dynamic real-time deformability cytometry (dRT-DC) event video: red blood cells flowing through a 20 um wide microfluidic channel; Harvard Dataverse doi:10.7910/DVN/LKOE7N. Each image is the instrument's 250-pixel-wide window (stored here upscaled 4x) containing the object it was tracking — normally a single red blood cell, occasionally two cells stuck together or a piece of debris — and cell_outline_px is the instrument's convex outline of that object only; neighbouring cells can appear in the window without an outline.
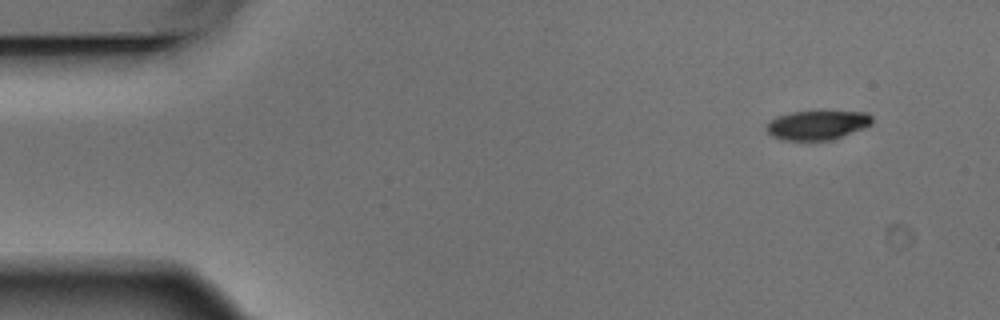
{"species": "Egyptian fruit bat (a non-hibernating species)", "species_latin": "Rousettus aegyptiacus", "temperature_condition": "warm", "stored_images_in_passage": 4, "camera_frame_rate_fps": 3000, "um_per_image_px": 0.085, "animal": {"sex": "male"}, "frame": {"image": 1, "passage_image": 1, "time_ms": 0.0, "image_size_px": [1000, 320], "cell_outline_px": [[872, 124], [864, 128], [828, 140], [780, 140], [772, 136], [768, 132], [768, 124], [772, 120], [780, 116], [792, 112], [868, 112], [872, 116]], "centroid_in_image_um": [69.5, 10.64], "position_along_channel_um": 15.5, "area_um2": 17.51}}
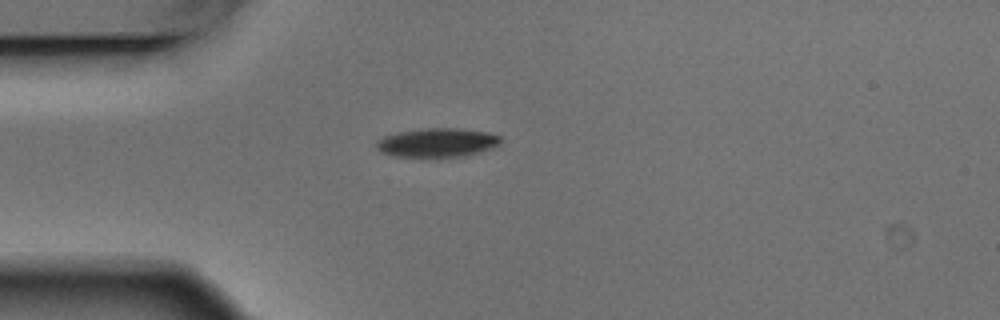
{"frame": {"image": 2, "passage_image": 4, "time_ms": 1.0, "image_size_px": [1000, 320], "cell_outline_px": [[504, 140], [500, 144], [492, 148], [464, 156], [432, 160], [392, 156], [380, 152], [376, 148], [376, 140], [384, 136], [400, 132], [428, 128], [456, 128], [488, 132], [500, 136]], "centroid_in_image_um": [37.15, 12.17], "position_along_channel_um": 47.9, "area_um2": 21.85}}